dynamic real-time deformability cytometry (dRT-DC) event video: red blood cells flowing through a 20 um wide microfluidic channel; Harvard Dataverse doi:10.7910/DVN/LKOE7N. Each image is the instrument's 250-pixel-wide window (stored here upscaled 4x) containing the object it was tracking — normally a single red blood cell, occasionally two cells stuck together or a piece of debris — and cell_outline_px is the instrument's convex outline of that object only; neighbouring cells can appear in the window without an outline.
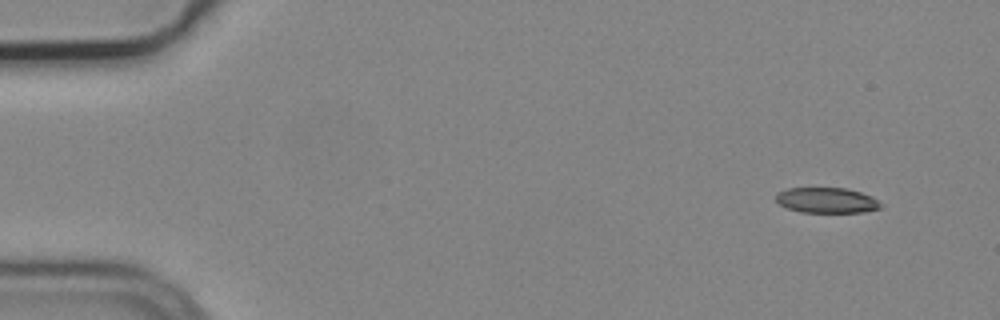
{"species": "common noctule bat (a hibernating species)", "species_latin": "Nyctalus noctula", "temperature_condition": "cold", "stored_images_in_passage": 4, "camera_frame_rate_fps": 3000, "um_per_image_px": 0.085, "animal": {"sex": "male", "body_mass_g": 19.2, "forearm_length_mm": 51.8}, "frame": {"image": 1, "passage_image": 1, "time_ms": 0.0, "image_size_px": [1000, 320], "cell_outline_px": [[884, 204], [880, 208], [864, 212], [800, 212], [788, 208], [780, 204], [776, 200], [776, 192], [788, 188], [848, 188], [872, 196]], "centroid_in_image_um": [70.29, 17.02], "position_along_channel_um": 14.7, "area_um2": 15.61}}